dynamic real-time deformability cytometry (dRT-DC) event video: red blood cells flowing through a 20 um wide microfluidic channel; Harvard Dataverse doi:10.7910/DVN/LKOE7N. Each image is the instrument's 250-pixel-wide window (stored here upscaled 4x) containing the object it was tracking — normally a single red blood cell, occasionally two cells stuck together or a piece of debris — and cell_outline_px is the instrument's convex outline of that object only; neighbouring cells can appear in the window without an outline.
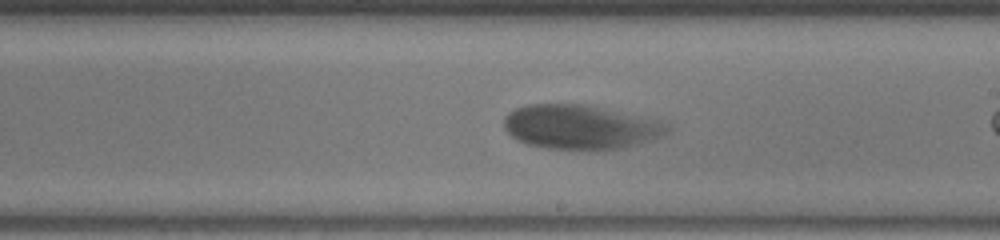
{"species": "human", "species_latin": "Homo sapiens", "temperature_condition": "warm", "stored_images_in_passage": 29, "camera_frame_rate_fps": 3000, "um_per_image_px": 0.085, "donor": {"sex": "female"}, "frame": {"image": 1, "passage_image": 17, "time_ms": 5.333, "image_size_px": [1000, 240], "cell_outline_px": [[672, 128], [668, 132], [660, 136], [636, 144], [620, 148], [548, 148], [528, 144], [516, 140], [504, 128], [504, 116], [508, 112], [516, 108], [528, 104], [588, 104], [660, 120], [672, 124]], "centroid_in_image_um": [49.34, 10.76], "position_along_channel_um": 239.7, "area_um2": 41.91}}